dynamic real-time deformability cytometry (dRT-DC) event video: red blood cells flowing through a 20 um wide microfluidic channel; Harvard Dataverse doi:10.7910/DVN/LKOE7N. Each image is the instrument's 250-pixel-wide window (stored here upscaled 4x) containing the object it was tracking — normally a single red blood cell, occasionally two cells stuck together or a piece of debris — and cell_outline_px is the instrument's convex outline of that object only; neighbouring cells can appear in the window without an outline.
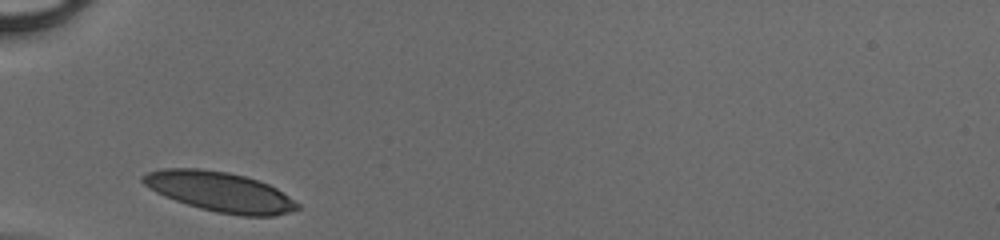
{"species": "human", "species_latin": "Homo sapiens", "temperature_condition": "cold", "stored_images_in_passage": 25, "camera_frame_rate_fps": 3000, "um_per_image_px": 0.085, "donor": {"sex": "male"}, "frame": {"image": 1, "passage_image": 1, "time_ms": 0.0, "image_size_px": [1000, 240], "cell_outline_px": [[300, 208], [276, 216], [240, 216], [216, 212], [200, 208], [164, 196], [156, 192], [144, 184], [140, 180], [140, 176], [148, 172], [164, 168], [200, 168], [228, 172], [260, 180], [276, 188], [300, 204]], "centroid_in_image_um": [18.69, 16.29], "position_along_channel_um": 66.3, "area_um2": 35.89}}
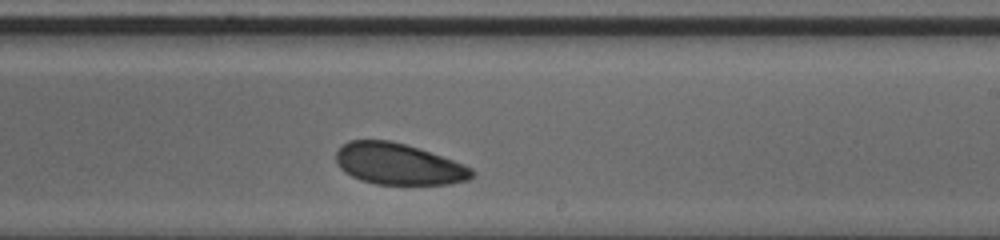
{"frame": {"image": 2, "passage_image": 15, "time_ms": 4.667, "image_size_px": [1000, 240], "cell_outline_px": [[476, 172], [468, 180], [452, 184], [376, 184], [360, 180], [344, 172], [340, 168], [336, 160], [336, 152], [348, 140], [388, 140], [404, 144], [452, 160], [472, 168]], "centroid_in_image_um": [33.85, 13.95], "position_along_channel_um": 255.1, "area_um2": 32.43}}
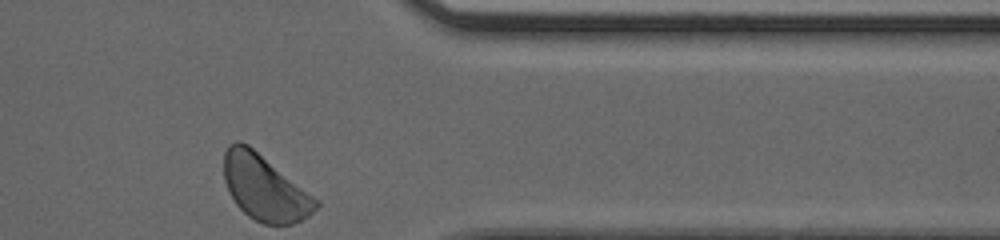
{"frame": {"image": 3, "passage_image": 25, "time_ms": 8.0, "image_size_px": [1000, 240], "cell_outline_px": [[320, 204], [308, 216], [292, 224], [264, 224], [248, 216], [236, 204], [224, 180], [224, 152], [228, 144], [236, 140], [240, 140], [248, 144], [320, 200]], "centroid_in_image_um": [22.5, 15.94], "position_along_channel_um": 388.9, "area_um2": 35.03}}